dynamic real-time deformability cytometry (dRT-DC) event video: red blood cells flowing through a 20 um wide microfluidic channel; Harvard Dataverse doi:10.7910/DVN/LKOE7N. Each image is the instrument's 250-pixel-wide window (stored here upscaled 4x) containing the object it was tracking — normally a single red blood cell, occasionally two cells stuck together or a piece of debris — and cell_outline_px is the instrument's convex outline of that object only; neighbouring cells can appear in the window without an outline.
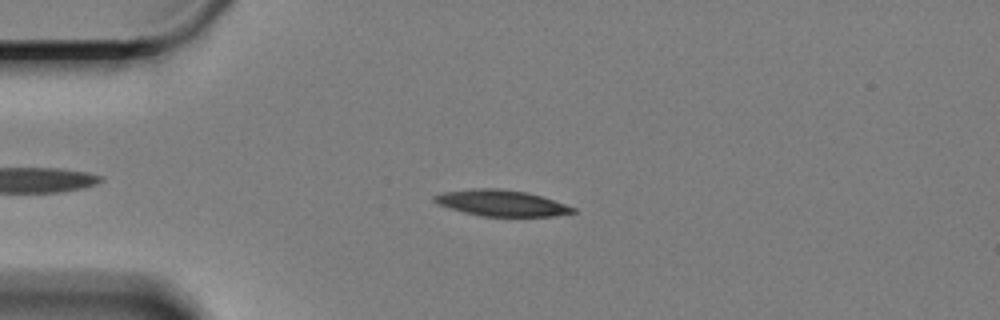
{"species": "Egyptian fruit bat (a non-hibernating species)", "species_latin": "Rousettus aegyptiacus", "temperature_condition": "cold", "stored_images_in_passage": 52, "camera_frame_rate_fps": 3000, "um_per_image_px": 0.085, "animal": {"sex": "female"}, "frame": {"image": 1, "passage_image": 11, "time_ms": 3.333, "image_size_px": [1000, 320], "cell_outline_px": [[576, 212], [552, 216], [480, 216], [448, 208], [432, 200], [432, 196], [444, 192], [472, 188], [500, 188], [528, 192], [576, 208]], "centroid_in_image_um": [42.58, 17.25], "position_along_channel_um": 42.4, "area_um2": 20.98}}
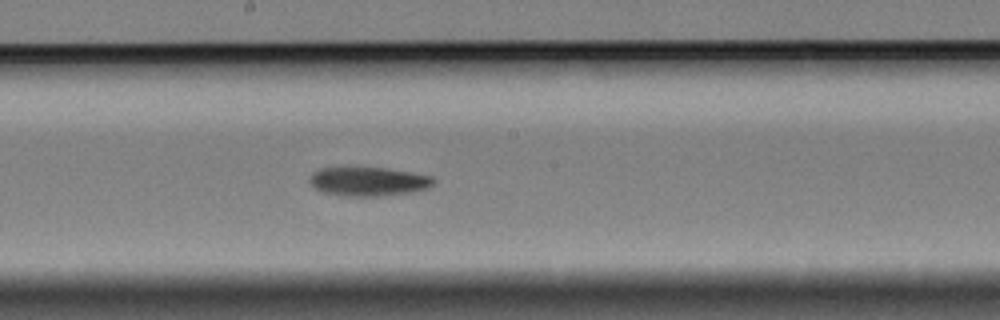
{"frame": {"image": 2, "passage_image": 29, "time_ms": 9.333, "image_size_px": [1000, 320], "cell_outline_px": [[436, 184], [428, 188], [412, 192], [388, 196], [340, 196], [324, 192], [316, 188], [308, 180], [312, 172], [320, 168], [384, 168], [432, 176], [436, 180]], "centroid_in_image_um": [31.35, 15.44], "position_along_channel_um": 216.9, "area_um2": 20.98}}
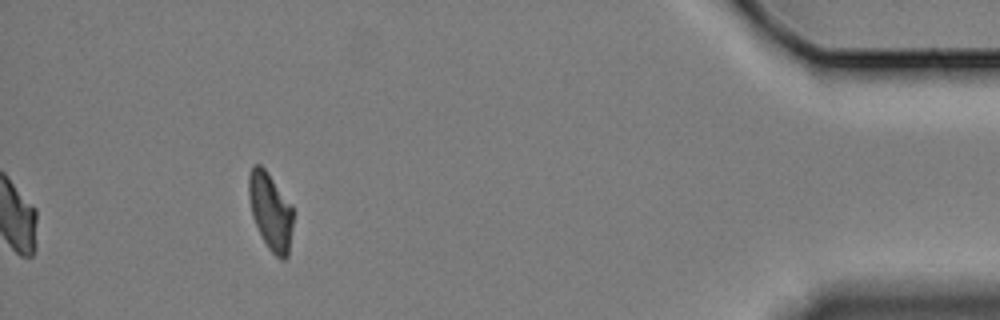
{"frame": {"image": 3, "passage_image": 52, "time_ms": 17.0, "image_size_px": [1000, 320], "cell_outline_px": [[292, 228], [288, 256], [284, 260], [280, 260], [268, 248], [252, 216], [248, 196], [248, 176], [252, 164], [260, 164], [264, 168], [292, 204]], "centroid_in_image_um": [22.98, 17.94], "position_along_channel_um": 412.2, "area_um2": 19.94}, "authors_computed_cell_mechanics": {"area_um2": 20.9814, "velocity_mm_per_s": 3.2926, "shape_relaxation_time_tau1_ms": 4.746, "shape_relaxation_time_tau2_ms": null, "deformation_change_tau1": 0.1513, "deformation_change_tau2": null}}